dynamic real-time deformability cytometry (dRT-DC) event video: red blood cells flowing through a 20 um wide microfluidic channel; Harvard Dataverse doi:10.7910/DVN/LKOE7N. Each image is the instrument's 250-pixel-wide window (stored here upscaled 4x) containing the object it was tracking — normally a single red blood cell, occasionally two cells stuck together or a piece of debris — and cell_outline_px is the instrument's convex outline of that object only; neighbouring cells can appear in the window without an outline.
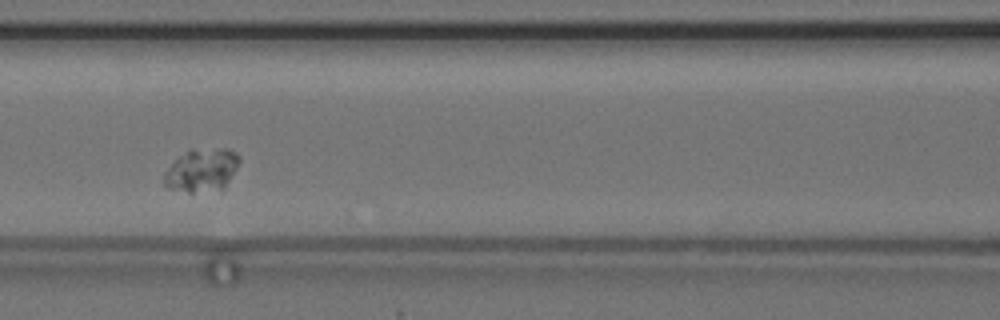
{"species": "common noctule bat (a hibernating species)", "species_latin": "Nyctalus noctula", "temperature_condition": "cold", "stored_images_in_passage": 13, "camera_frame_rate_fps": 3000, "um_per_image_px": 0.085, "animal": {"sex": "female", "body_mass_g": 24.6, "forearm_length_mm": 56.2}, "frame": {"image": 1, "passage_image": 8, "time_ms": 9.667, "image_size_px": [1000, 320], "cell_outline_px": [[240, 160], [236, 168], [224, 188], [192, 192], [188, 192], [168, 188], [164, 184], [164, 172], [180, 156], [192, 148], [228, 148], [236, 152], [240, 156]], "centroid_in_image_um": [17.16, 14.43], "position_along_channel_um": 149.4, "area_um2": 18.73}}